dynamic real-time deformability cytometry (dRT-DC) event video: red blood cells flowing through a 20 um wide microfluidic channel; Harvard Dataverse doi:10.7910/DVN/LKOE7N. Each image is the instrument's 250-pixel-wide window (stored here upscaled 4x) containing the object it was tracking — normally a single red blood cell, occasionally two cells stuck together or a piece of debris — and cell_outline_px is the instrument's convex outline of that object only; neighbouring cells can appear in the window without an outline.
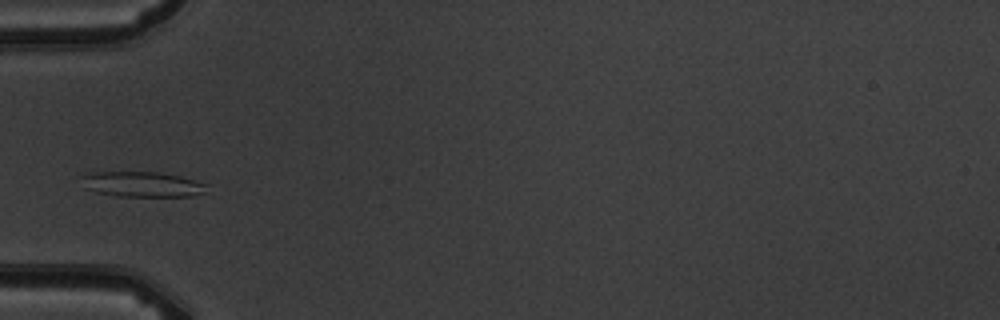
{"species": "common noctule bat (a hibernating species)", "species_latin": "Nyctalus noctula", "temperature_condition": "warm", "stored_images_in_passage": 1, "camera_frame_rate_fps": 3000, "um_per_image_px": 0.085, "animal": {"sex": "male", "body_mass_g": 19.5, "forearm_length_mm": 54.6}, "frame": {"image": 1, "passage_image": 1, "time_ms": 0.0, "image_size_px": [1000, 320], "cell_outline_px": [[208, 184], [204, 192], [192, 196], [116, 196], [96, 192], [84, 188], [80, 176], [88, 172], [156, 172], [180, 176]], "centroid_in_image_um": [12.03, 15.66], "position_along_channel_um": 73.0, "area_um2": 18.5}}